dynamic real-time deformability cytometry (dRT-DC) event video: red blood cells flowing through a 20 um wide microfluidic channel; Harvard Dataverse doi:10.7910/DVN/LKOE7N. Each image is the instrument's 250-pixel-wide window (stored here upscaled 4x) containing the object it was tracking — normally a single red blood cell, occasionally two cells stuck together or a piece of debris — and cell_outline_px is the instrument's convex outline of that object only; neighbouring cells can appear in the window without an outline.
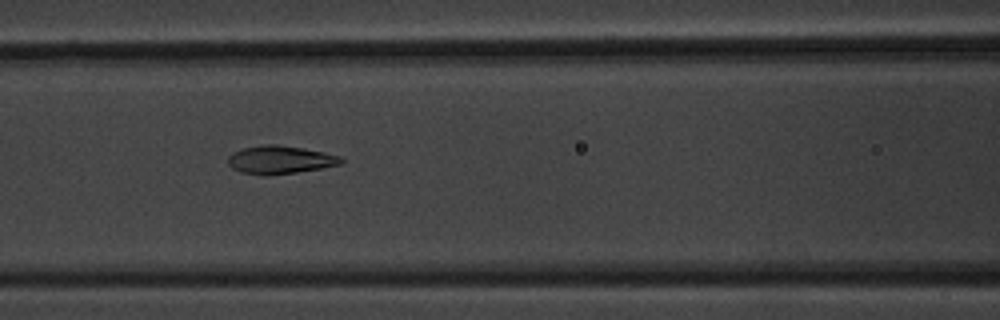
{"species": "common noctule bat (a hibernating species)", "species_latin": "Nyctalus noctula", "temperature_condition": "warm", "stored_images_in_passage": 40, "camera_frame_rate_fps": 3000, "um_per_image_px": 0.085, "animal": {"sex": "male", "body_mass_g": 20.1, "forearm_length_mm": 53.5}, "frame": {"image": 1, "passage_image": 7, "time_ms": 2.0, "image_size_px": [1000, 320], "cell_outline_px": [[344, 160], [340, 164], [320, 168], [296, 172], [264, 176], [240, 172], [232, 168], [228, 164], [228, 156], [232, 152], [240, 148], [264, 144], [276, 144], [324, 152], [340, 156]], "centroid_in_image_um": [23.74, 13.58], "position_along_channel_um": 142.9, "area_um2": 18.55}}
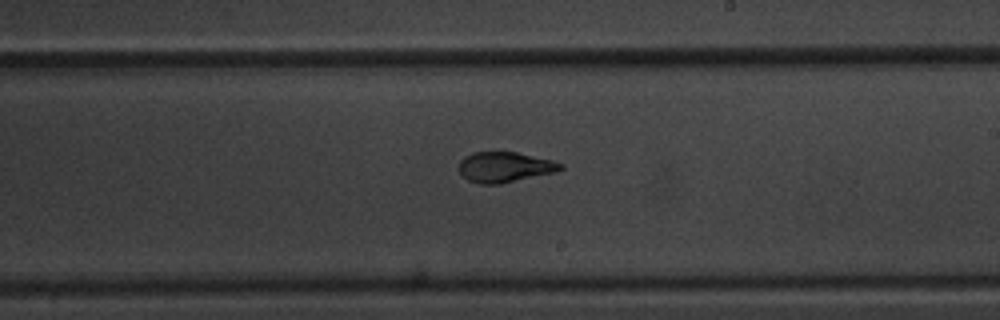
{"frame": {"image": 2, "passage_image": 16, "time_ms": 5.0, "image_size_px": [1000, 320], "cell_outline_px": [[564, 168], [556, 172], [500, 184], [480, 184], [468, 180], [460, 172], [460, 160], [464, 156], [472, 152], [516, 152], [552, 160], [564, 164]], "centroid_in_image_um": [42.92, 14.2], "position_along_channel_um": 246.1, "area_um2": 17.98}}
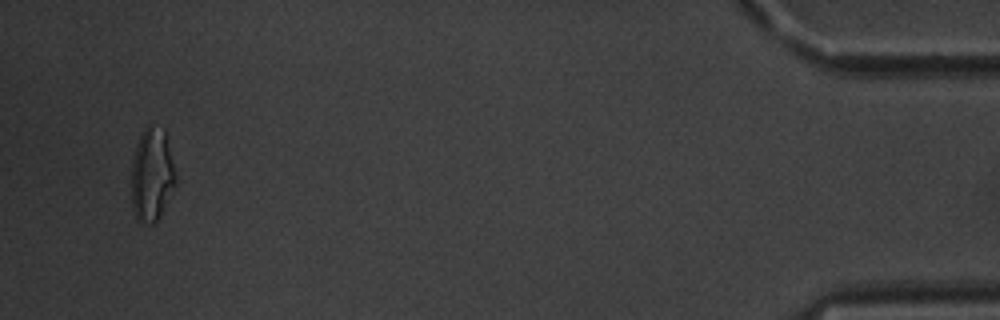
{"frame": {"image": 3, "passage_image": 38, "time_ms": 12.333, "image_size_px": [1000, 320], "cell_outline_px": [[176, 184], [160, 216], [152, 224], [144, 224], [136, 220], [132, 208], [132, 160], [136, 144], [144, 128], [148, 124], [152, 124], [164, 128], [176, 176]], "centroid_in_image_um": [12.9, 14.86], "position_along_channel_um": 422.3, "area_um2": 24.22}, "authors_computed_cell_mechanics": {"area_um2": 18.6694, "velocity_mm_per_s": 3.4502, "shape_relaxation_time_tau1_ms": 7.0023, "shape_relaxation_time_tau2_ms": 0.992, "deformation_change_tau1": 0.2207, "deformation_change_tau2": 0.0663}}